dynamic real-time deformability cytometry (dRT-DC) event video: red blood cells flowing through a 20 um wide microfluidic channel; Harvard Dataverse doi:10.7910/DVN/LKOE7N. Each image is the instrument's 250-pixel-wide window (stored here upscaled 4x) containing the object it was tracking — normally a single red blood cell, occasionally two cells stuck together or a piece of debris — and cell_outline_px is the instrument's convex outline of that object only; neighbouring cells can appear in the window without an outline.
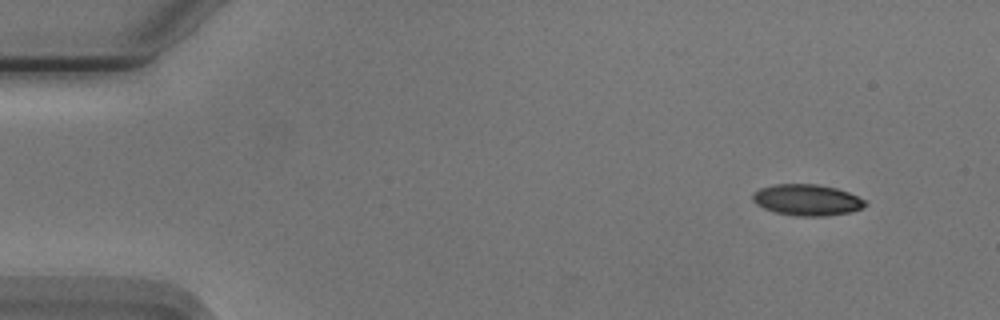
{"species": "Egyptian fruit bat (a non-hibernating species)", "species_latin": "Rousettus aegyptiacus", "temperature_condition": "cold", "stored_images_in_passage": 50, "camera_frame_rate_fps": 3000, "um_per_image_px": 0.085, "animal": {"sex": "male"}, "frame": {"image": 1, "passage_image": 1, "time_ms": 0.0, "image_size_px": [1000, 320], "cell_outline_px": [[868, 204], [860, 208], [848, 212], [824, 216], [796, 216], [776, 212], [764, 208], [756, 204], [752, 200], [752, 192], [760, 188], [776, 184], [816, 184], [836, 188], [848, 192], [868, 200]], "centroid_in_image_um": [68.59, 16.99], "position_along_channel_um": 16.4, "area_um2": 20.46}}
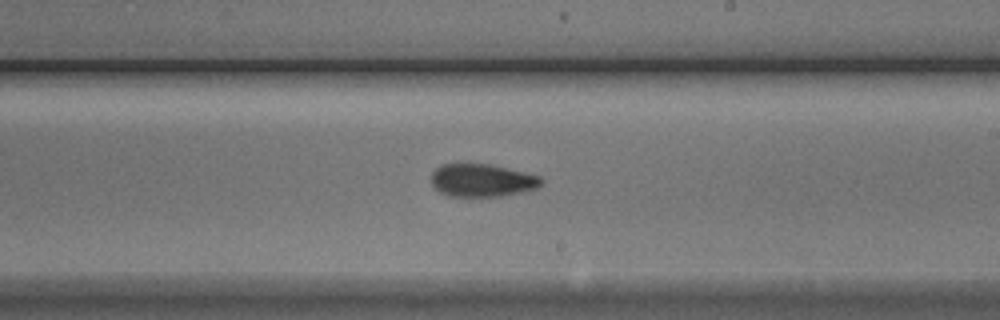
{"frame": {"image": 2, "passage_image": 28, "time_ms": 9.0, "image_size_px": [1000, 320], "cell_outline_px": [[544, 184], [540, 188], [500, 196], [448, 196], [440, 192], [432, 184], [432, 172], [440, 164], [492, 164], [540, 176], [544, 180]], "centroid_in_image_um": [41.02, 15.32], "position_along_channel_um": 248.0, "area_um2": 21.15}}
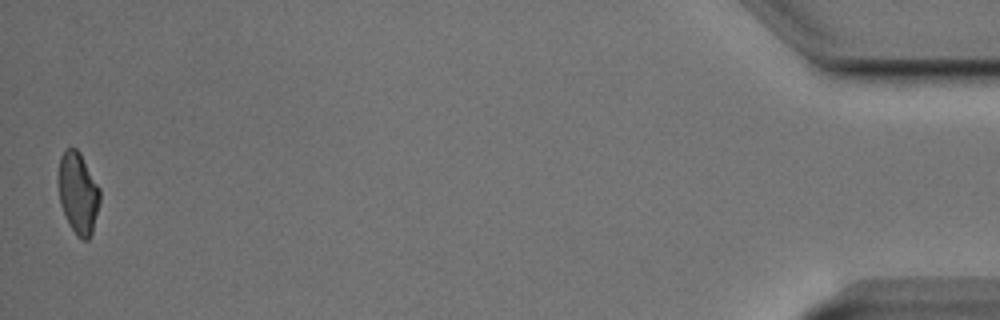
{"frame": {"image": 3, "passage_image": 50, "time_ms": 16.333, "image_size_px": [1000, 320], "cell_outline_px": [[100, 200], [92, 232], [88, 240], [80, 240], [76, 236], [68, 224], [60, 204], [60, 156], [64, 148], [76, 148], [80, 152], [100, 188]], "centroid_in_image_um": [6.66, 16.43], "position_along_channel_um": 428.5, "area_um2": 19.59}, "authors_computed_cell_mechanics": {"area_um2": 20.8947, "velocity_mm_per_s": 3.7558, "shape_relaxation_time_tau1_ms": 4.7264, "shape_relaxation_time_tau2_ms": 2.9088, "deformation_change_tau1": 0.1258, "deformation_change_tau2": 0.0879}}